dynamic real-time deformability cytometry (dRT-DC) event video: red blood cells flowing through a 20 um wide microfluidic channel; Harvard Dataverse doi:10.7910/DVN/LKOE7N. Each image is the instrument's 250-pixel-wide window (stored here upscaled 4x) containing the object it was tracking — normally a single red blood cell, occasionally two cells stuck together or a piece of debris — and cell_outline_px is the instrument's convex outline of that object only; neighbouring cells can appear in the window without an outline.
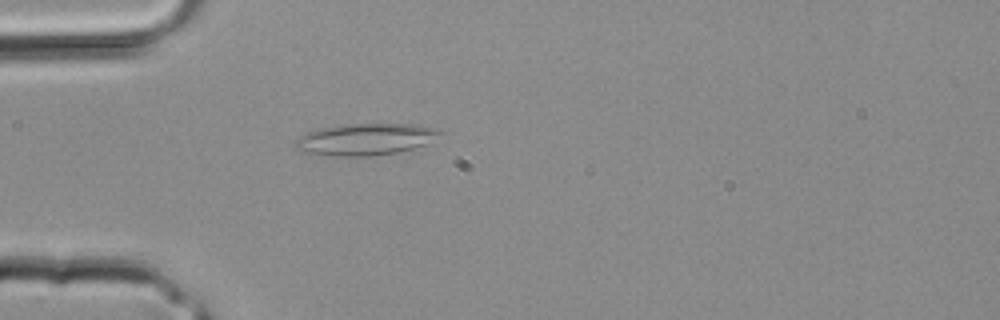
{"species": "common noctule bat (a hibernating species)", "species_latin": "Nyctalus noctula", "temperature_condition": "room temperature", "stored_images_in_passage": 1, "camera_frame_rate_fps": 3000, "um_per_image_px": 0.085, "animal": {"sex": "male", "body_mass_g": 20.4}, "frame": {"image": 1, "passage_image": 1, "time_ms": 0.0, "image_size_px": [1000, 320], "cell_outline_px": [[444, 132], [424, 144], [412, 148], [396, 152], [372, 156], [336, 156], [308, 152], [296, 148], [296, 140], [300, 136], [308, 132], [320, 128], [344, 124], [416, 124], [436, 128]], "centroid_in_image_um": [31.08, 11.83], "position_along_channel_um": 53.9, "area_um2": 26.3}}